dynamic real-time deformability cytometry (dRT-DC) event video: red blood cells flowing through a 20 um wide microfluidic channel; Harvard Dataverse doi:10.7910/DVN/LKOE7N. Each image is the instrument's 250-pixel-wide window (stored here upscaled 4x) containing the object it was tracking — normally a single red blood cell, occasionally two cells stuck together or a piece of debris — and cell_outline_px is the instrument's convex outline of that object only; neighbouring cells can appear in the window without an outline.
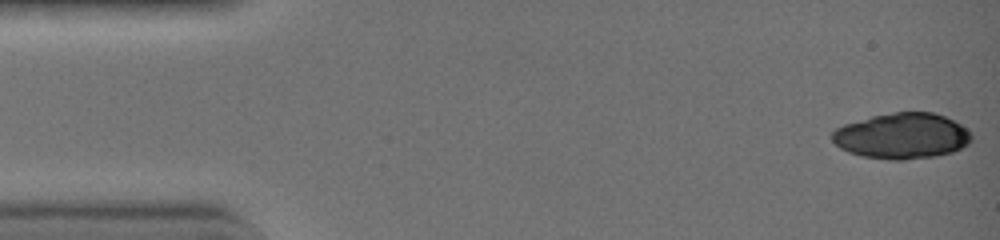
{"species": "common noctule bat (a hibernating species)", "species_latin": "Nyctalus noctula", "temperature_condition": "warm", "stored_images_in_passage": 15, "camera_frame_rate_fps": 3000, "um_per_image_px": 0.085, "animal": {"sex": "female", "body_mass_g": 19.0, "forearm_length_mm": 51.5}, "frame": {"image": 1, "passage_image": 1, "time_ms": 0.0, "image_size_px": [1000, 240], "cell_outline_px": [[972, 136], [960, 148], [952, 152], [932, 156], [900, 160], [896, 160], [864, 156], [840, 148], [832, 140], [832, 132], [836, 128], [844, 124], [872, 116], [896, 112], [932, 112], [944, 116], [960, 124]], "centroid_in_image_um": [76.63, 11.54], "position_along_channel_um": 8.4, "area_um2": 36.36}}